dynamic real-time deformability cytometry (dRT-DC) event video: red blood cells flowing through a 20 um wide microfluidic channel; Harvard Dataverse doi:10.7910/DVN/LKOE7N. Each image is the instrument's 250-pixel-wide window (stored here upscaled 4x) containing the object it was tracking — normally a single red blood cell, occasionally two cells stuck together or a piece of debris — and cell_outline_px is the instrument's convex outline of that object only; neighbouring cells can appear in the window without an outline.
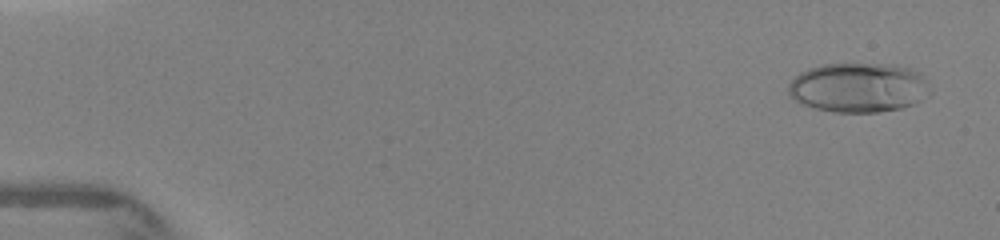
{"species": "human", "species_latin": "Homo sapiens", "temperature_condition": "warm", "stored_images_in_passage": 10, "camera_frame_rate_fps": 3000, "um_per_image_px": 0.085, "donor": {"sex": "female"}, "frame": {"image": 1, "passage_image": 1, "time_ms": 0.0, "image_size_px": [1000, 240], "cell_outline_px": [[932, 92], [928, 96], [904, 108], [880, 112], [836, 112], [816, 108], [800, 104], [788, 92], [788, 84], [800, 72], [808, 68], [820, 64], [896, 64], [912, 68], [920, 72], [924, 76]], "centroid_in_image_um": [73.02, 7.43], "position_along_channel_um": 12.0, "area_um2": 41.38}}
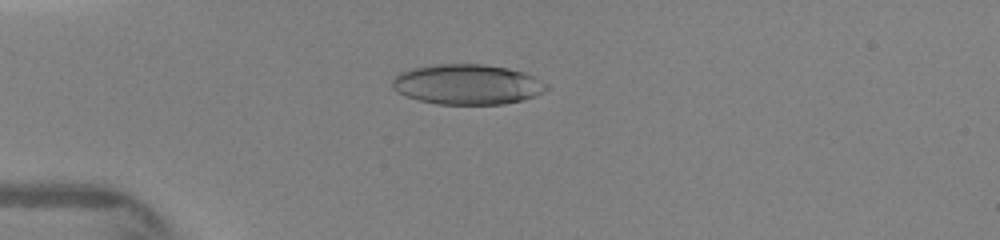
{"frame": {"image": 2, "passage_image": 7, "time_ms": 3.333, "image_size_px": [1000, 240], "cell_outline_px": [[552, 88], [536, 96], [524, 100], [504, 104], [436, 104], [404, 96], [396, 92], [392, 88], [392, 80], [400, 72], [412, 68], [440, 64], [480, 64], [508, 68], [524, 72], [548, 84]], "centroid_in_image_um": [39.74, 7.18], "position_along_channel_um": 45.3, "area_um2": 36.36}}